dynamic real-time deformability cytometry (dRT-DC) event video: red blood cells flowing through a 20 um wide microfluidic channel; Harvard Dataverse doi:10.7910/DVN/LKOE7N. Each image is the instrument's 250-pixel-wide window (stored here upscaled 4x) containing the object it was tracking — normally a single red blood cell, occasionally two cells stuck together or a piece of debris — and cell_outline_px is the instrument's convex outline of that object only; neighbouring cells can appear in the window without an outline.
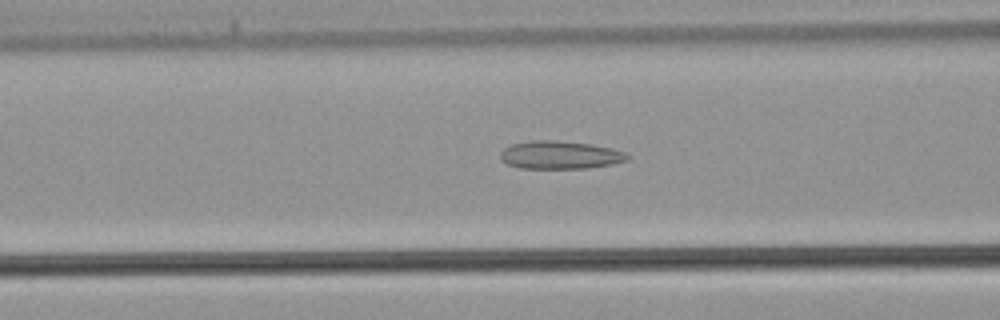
{"species": "common noctule bat (a hibernating species)", "species_latin": "Nyctalus noctula", "temperature_condition": "warm", "stored_images_in_passage": 38, "camera_frame_rate_fps": 3000, "um_per_image_px": 0.085, "animal": {"sex": "male", "body_mass_g": 21.5, "forearm_length_mm": 52.0}, "frame": {"image": 1, "passage_image": 12, "time_ms": 3.667, "image_size_px": [1000, 320], "cell_outline_px": [[632, 156], [628, 160], [612, 164], [588, 168], [520, 168], [508, 164], [500, 160], [500, 152], [504, 148], [512, 144], [532, 140], [556, 140], [592, 144], [612, 148], [624, 152]], "centroid_in_image_um": [47.62, 13.17], "position_along_channel_um": 119.0, "area_um2": 20.87}}
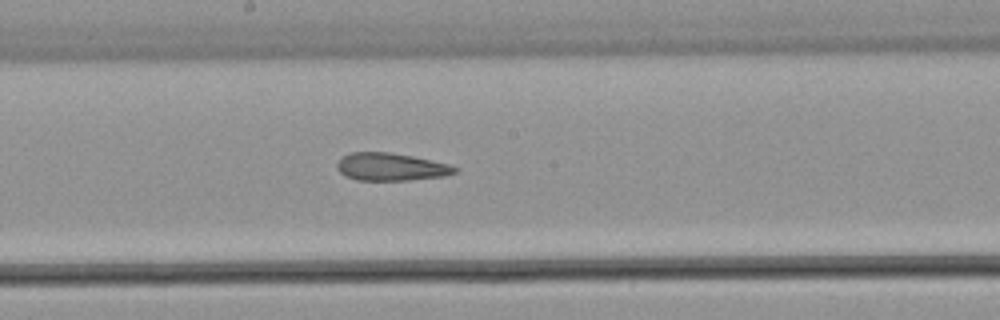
{"frame": {"image": 2, "passage_image": 18, "time_ms": 5.667, "image_size_px": [1000, 320], "cell_outline_px": [[460, 168], [456, 172], [444, 176], [408, 180], [356, 180], [344, 176], [336, 168], [336, 164], [344, 156], [352, 152], [388, 152], [412, 156], [432, 160], [448, 164]], "centroid_in_image_um": [33.22, 14.19], "position_along_channel_um": 215.0, "area_um2": 18.96}}
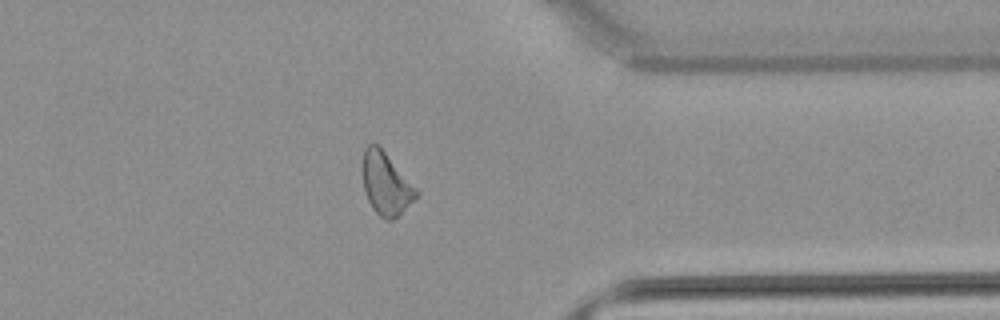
{"frame": {"image": 3, "passage_image": 29, "time_ms": 9.333, "image_size_px": [1000, 320], "cell_outline_px": [[420, 196], [392, 220], [384, 220], [372, 208], [368, 200], [364, 188], [364, 148], [368, 144], [376, 144], [384, 152], [420, 192]], "centroid_in_image_um": [32.84, 15.67], "position_along_channel_um": 378.6, "area_um2": 19.02}}